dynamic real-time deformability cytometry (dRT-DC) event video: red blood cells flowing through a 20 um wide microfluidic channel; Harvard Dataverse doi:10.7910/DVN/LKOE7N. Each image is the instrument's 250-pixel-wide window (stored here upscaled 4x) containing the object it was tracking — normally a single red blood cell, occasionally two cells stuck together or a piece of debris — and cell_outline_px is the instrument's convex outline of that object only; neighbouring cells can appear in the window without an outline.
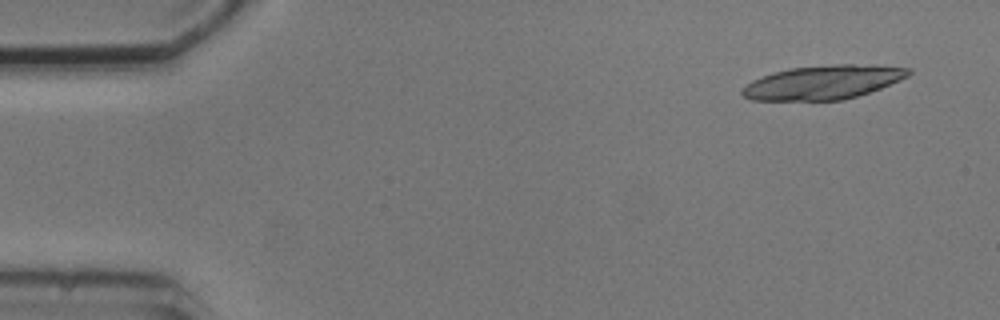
{"species": "common noctule bat (a hibernating species)", "species_latin": "Nyctalus noctula", "temperature_condition": "cold", "stored_images_in_passage": 6, "camera_frame_rate_fps": 3000, "um_per_image_px": 0.085, "animal": {"sex": "male", "body_mass_g": 20.5, "forearm_length_mm": 52.5}, "frame": {"image": 1, "passage_image": 2, "time_ms": 1.0, "image_size_px": [1000, 320], "cell_outline_px": [[912, 72], [908, 76], [900, 80], [880, 88], [856, 96], [840, 100], [752, 100], [744, 96], [740, 92], [740, 88], [752, 80], [776, 72], [792, 68], [836, 64], [876, 64], [912, 68]], "centroid_in_image_um": [70.0, 6.98], "position_along_channel_um": 15.0, "area_um2": 32.83}}
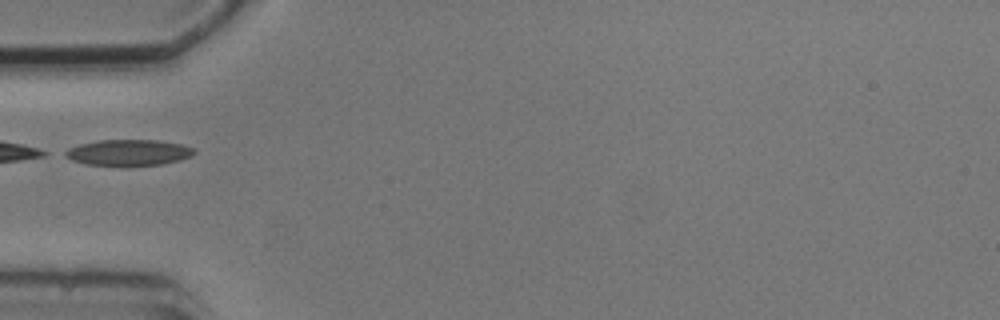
{"frame": {"image": 2, "passage_image": 6, "time_ms": 5.667, "image_size_px": [1000, 320], "cell_outline_px": [[196, 152], [192, 156], [180, 160], [164, 164], [120, 168], [84, 164], [72, 160], [64, 156], [60, 152], [68, 148], [80, 144], [96, 140], [156, 140], [180, 144], [196, 148]], "centroid_in_image_um": [10.88, 13.0], "position_along_channel_um": 74.1, "area_um2": 20.52}}